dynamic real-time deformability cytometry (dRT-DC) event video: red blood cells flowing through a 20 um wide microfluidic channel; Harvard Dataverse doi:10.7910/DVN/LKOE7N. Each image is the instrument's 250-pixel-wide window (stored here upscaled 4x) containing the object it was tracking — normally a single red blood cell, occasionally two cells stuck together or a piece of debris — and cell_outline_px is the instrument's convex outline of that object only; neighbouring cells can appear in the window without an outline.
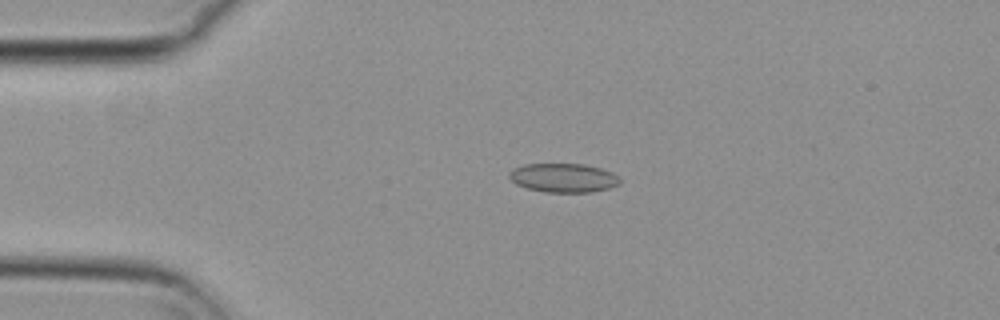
{"species": "common noctule bat (a hibernating species)", "species_latin": "Nyctalus noctula", "temperature_condition": "cold", "stored_images_in_passage": 55, "camera_frame_rate_fps": 3000, "um_per_image_px": 0.085, "animal": {"sex": "female", "body_mass_g": 29.2, "forearm_length_mm": 56.3}, "frame": {"image": 1, "passage_image": 12, "time_ms": 3.667, "image_size_px": [1000, 320], "cell_outline_px": [[620, 184], [608, 188], [592, 192], [544, 192], [528, 188], [516, 184], [508, 176], [508, 172], [512, 168], [524, 164], [584, 164], [600, 168], [612, 172], [620, 176]], "centroid_in_image_um": [47.89, 15.11], "position_along_channel_um": 37.1, "area_um2": 18.79}}
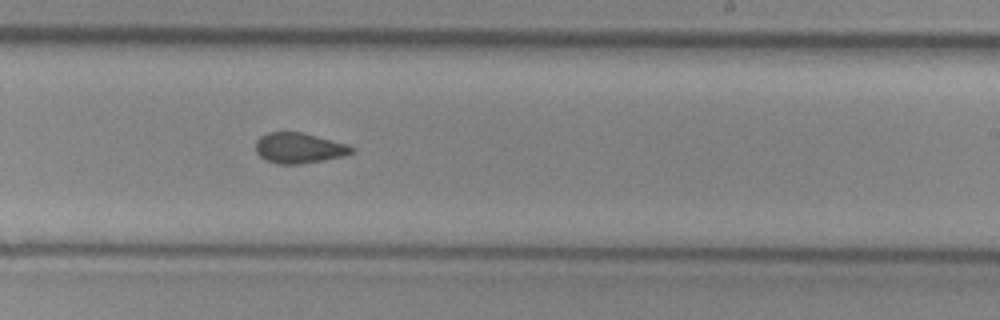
{"frame": {"image": 2, "passage_image": 33, "time_ms": 10.667, "image_size_px": [1000, 320], "cell_outline_px": [[356, 152], [344, 156], [324, 160], [300, 164], [276, 164], [260, 156], [256, 152], [256, 140], [260, 136], [268, 132], [304, 132], [348, 144], [356, 148]], "centroid_in_image_um": [25.47, 12.58], "position_along_channel_um": 263.5, "area_um2": 17.28}}
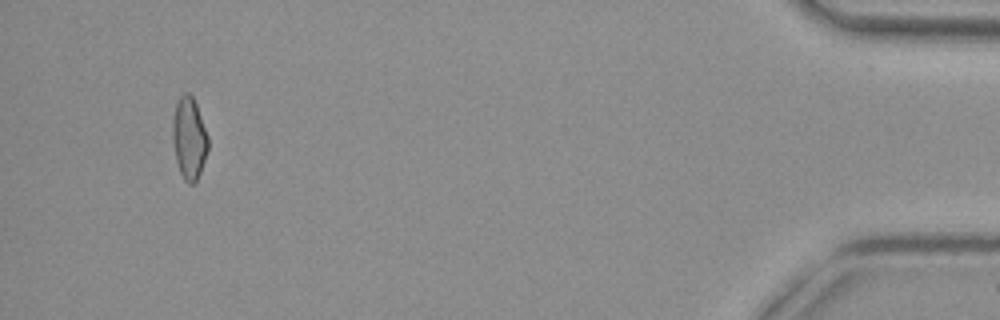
{"frame": {"image": 3, "passage_image": 52, "time_ms": 17.0, "image_size_px": [1000, 320], "cell_outline_px": [[208, 152], [196, 184], [188, 184], [184, 180], [180, 172], [176, 160], [172, 140], [172, 120], [176, 104], [180, 96], [184, 92], [188, 92], [192, 96], [196, 104], [208, 136]], "centroid_in_image_um": [16.08, 11.78], "position_along_channel_um": 419.1, "area_um2": 17.17}, "authors_computed_cell_mechanics": {"area_um2": 17.5712, "velocity_mm_per_s": 3.7177, "shape_relaxation_time_tau1_ms": null, "shape_relaxation_time_tau2_ms": 3.1042, "deformation_change_tau1": null, "deformation_change_tau2": 0.0714}}